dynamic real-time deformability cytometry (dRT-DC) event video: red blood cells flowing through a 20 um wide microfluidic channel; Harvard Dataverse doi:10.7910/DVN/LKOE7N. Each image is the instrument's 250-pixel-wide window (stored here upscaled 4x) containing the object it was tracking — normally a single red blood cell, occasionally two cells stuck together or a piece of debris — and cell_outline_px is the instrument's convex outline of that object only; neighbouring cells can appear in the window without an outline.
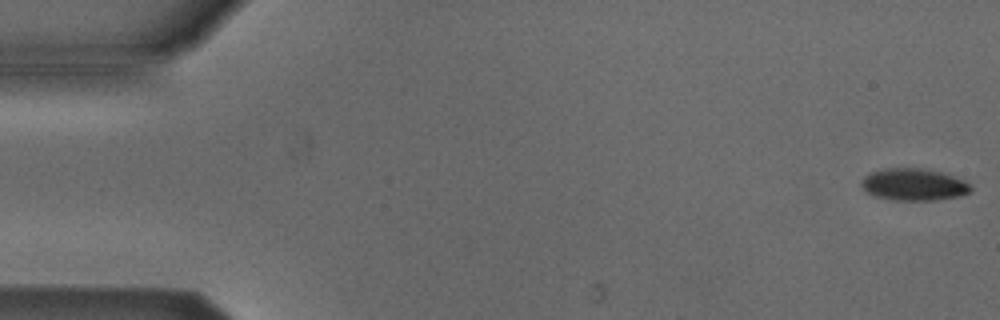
{"species": "Egyptian fruit bat (a non-hibernating species)", "species_latin": "Rousettus aegyptiacus", "temperature_condition": "cold", "stored_images_in_passage": 5, "camera_frame_rate_fps": 3000, "um_per_image_px": 0.085, "animal": {"sex": "male"}, "frame": {"image": 1, "passage_image": 1, "time_ms": 0.0, "image_size_px": [1000, 320], "cell_outline_px": [[972, 192], [960, 196], [936, 200], [892, 200], [876, 196], [868, 192], [860, 184], [860, 180], [864, 176], [872, 172], [884, 168], [924, 168], [944, 172], [964, 180], [972, 184]], "centroid_in_image_um": [77.72, 15.68], "position_along_channel_um": 7.3, "area_um2": 20.69}}
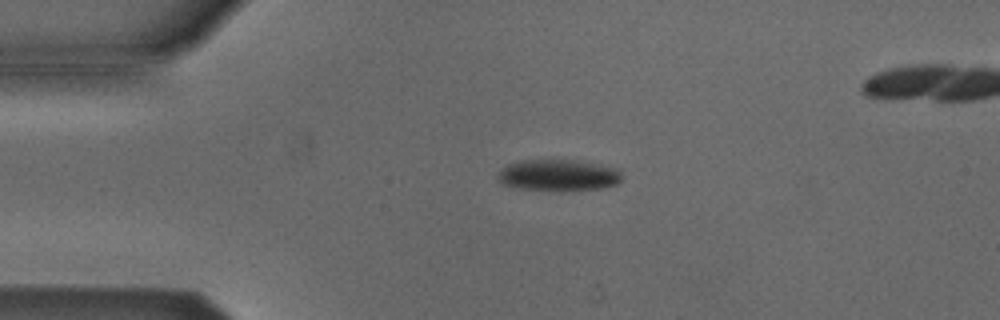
{"frame": {"image": 2, "passage_image": 4, "time_ms": 3.667, "image_size_px": [1000, 320], "cell_outline_px": [[624, 176], [616, 184], [604, 188], [564, 192], [520, 188], [500, 184], [496, 180], [496, 176], [500, 168], [508, 164], [520, 160], [572, 160], [600, 164], [620, 168]], "centroid_in_image_um": [47.47, 14.91], "position_along_channel_um": 37.5, "area_um2": 23.52}}